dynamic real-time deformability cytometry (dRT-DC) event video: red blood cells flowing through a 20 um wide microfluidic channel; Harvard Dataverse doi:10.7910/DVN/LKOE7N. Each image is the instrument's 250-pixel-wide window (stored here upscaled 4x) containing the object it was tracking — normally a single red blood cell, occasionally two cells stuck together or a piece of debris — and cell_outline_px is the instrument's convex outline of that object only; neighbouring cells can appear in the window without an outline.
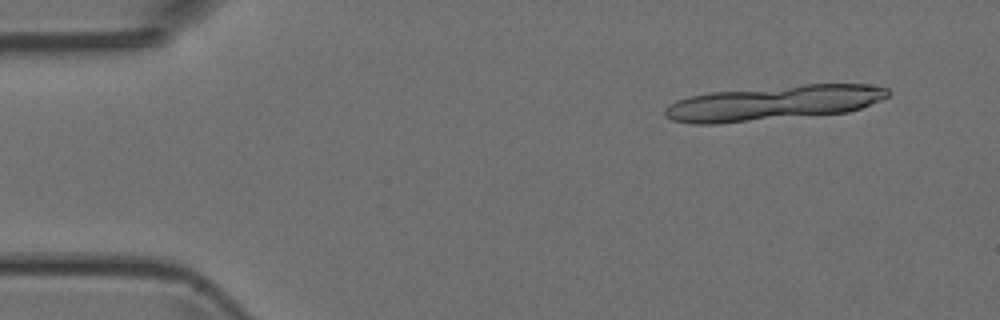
{"species": "Egyptian fruit bat (a non-hibernating species)", "species_latin": "Rousettus aegyptiacus", "temperature_condition": "room temperature", "stored_images_in_passage": 3, "camera_frame_rate_fps": 3000, "um_per_image_px": 0.085, "animal": {"sex": "female"}, "frame": {"image": 1, "passage_image": 2, "time_ms": 0.333, "image_size_px": [1000, 320], "cell_outline_px": [[784, 112], [736, 120], [688, 120], [744, 96], [780, 96]], "centroid_in_image_um": [63.29, 9.25], "position_along_channel_um": 21.7, "area_um2": 10.17}}